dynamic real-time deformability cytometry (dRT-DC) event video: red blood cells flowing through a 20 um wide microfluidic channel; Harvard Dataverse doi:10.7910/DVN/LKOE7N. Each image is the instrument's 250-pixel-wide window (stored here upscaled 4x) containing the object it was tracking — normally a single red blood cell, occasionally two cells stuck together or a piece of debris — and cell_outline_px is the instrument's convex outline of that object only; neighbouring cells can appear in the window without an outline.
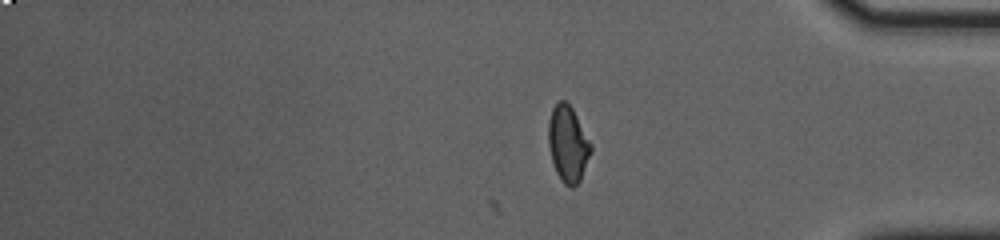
{"species": "common noctule bat (a hibernating species)", "species_latin": "Nyctalus noctula", "temperature_condition": "cold", "stored_images_in_passage": 33, "camera_frame_rate_fps": 3000, "um_per_image_px": 0.085, "animal": {"sex": "female", "body_mass_g": 23.0, "forearm_length_mm": 53.4}, "frame": {"image": 1, "passage_image": 33, "time_ms": 10.667, "image_size_px": [1000, 240], "cell_outline_px": [[592, 152], [580, 180], [572, 188], [564, 184], [560, 180], [556, 172], [552, 160], [548, 144], [548, 120], [552, 108], [560, 100], [564, 100], [572, 108], [592, 144]], "centroid_in_image_um": [48.27, 12.24], "position_along_channel_um": 386.9, "area_um2": 18.9}}